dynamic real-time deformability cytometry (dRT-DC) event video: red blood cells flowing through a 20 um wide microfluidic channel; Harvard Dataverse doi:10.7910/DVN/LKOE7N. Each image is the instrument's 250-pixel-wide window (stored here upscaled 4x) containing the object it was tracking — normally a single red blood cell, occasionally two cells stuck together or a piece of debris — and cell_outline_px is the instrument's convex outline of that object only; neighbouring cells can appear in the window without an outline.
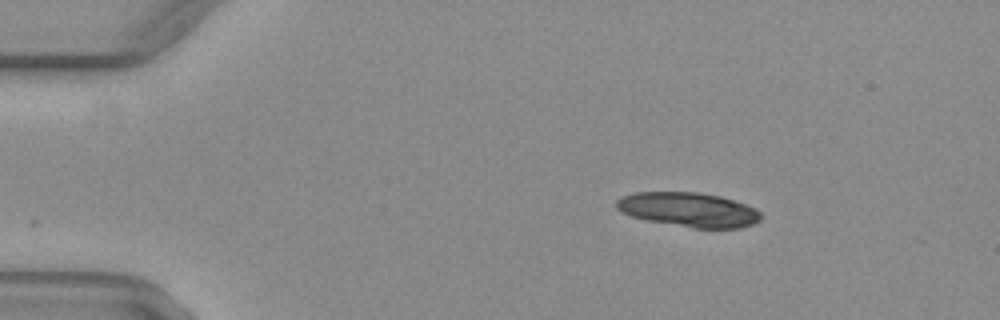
{"species": "common noctule bat (a hibernating species)", "species_latin": "Nyctalus noctula", "temperature_condition": "warm", "stored_images_in_passage": 44, "segment_of_instrument_passage": [1, 2], "camera_frame_rate_fps": 3000, "um_per_image_px": 0.085, "animal": {"sex": "female", "body_mass_g": 29.2, "forearm_length_mm": 56.3}, "frame": {"image": 1, "passage_image": 1, "time_ms": 0.0, "image_size_px": [1000, 320], "cell_outline_px": [[764, 216], [760, 220], [752, 224], [740, 228], [692, 228], [648, 220], [632, 216], [620, 212], [616, 208], [616, 200], [620, 196], [636, 192], [696, 192], [720, 196], [756, 208]], "centroid_in_image_um": [58.53, 17.82], "position_along_channel_um": 26.5, "area_um2": 29.02}}